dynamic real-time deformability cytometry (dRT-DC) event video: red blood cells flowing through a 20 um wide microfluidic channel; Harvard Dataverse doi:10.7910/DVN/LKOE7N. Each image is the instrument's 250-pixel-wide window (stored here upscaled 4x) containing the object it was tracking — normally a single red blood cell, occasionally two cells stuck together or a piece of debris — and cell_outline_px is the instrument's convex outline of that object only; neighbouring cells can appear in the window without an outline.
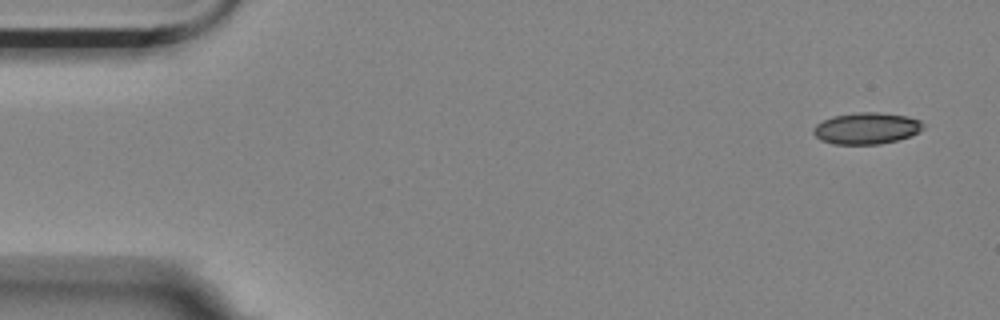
{"species": "Egyptian fruit bat (a non-hibernating species)", "species_latin": "Rousettus aegyptiacus", "temperature_condition": "room temperature", "stored_images_in_passage": 4, "camera_frame_rate_fps": 3000, "um_per_image_px": 0.085, "animal": {"sex": "female"}, "frame": {"image": 1, "passage_image": 1, "time_ms": 0.0, "image_size_px": [1000, 320], "cell_outline_px": [[924, 128], [908, 136], [896, 140], [880, 144], [832, 144], [820, 140], [812, 132], [812, 128], [816, 124], [832, 116], [856, 112], [880, 112], [908, 116], [920, 120], [924, 124]], "centroid_in_image_um": [73.62, 10.9], "position_along_channel_um": 11.4, "area_um2": 20.23}}